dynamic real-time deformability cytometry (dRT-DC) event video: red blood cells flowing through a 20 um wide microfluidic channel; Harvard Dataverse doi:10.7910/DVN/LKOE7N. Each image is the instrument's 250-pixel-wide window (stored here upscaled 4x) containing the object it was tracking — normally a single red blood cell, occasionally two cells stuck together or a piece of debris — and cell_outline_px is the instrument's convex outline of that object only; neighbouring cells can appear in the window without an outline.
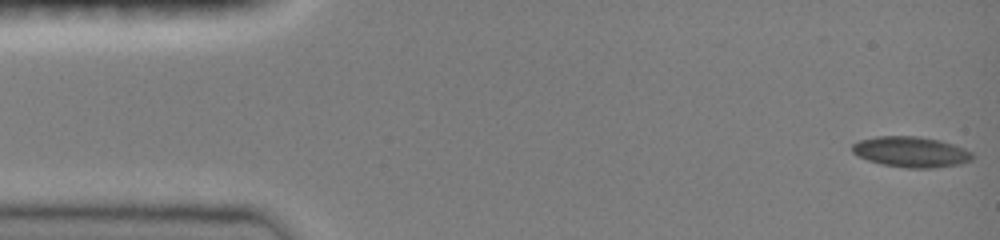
{"species": "common noctule bat (a hibernating species)", "species_latin": "Nyctalus noctula", "temperature_condition": "room temperature", "stored_images_in_passage": 47, "camera_frame_rate_fps": 3000, "um_per_image_px": 0.085, "animal": {"sex": "female", "body_mass_g": 19.0, "forearm_length_mm": 51.5}, "frame": {"image": 1, "passage_image": 1, "time_ms": 0.0, "image_size_px": [1000, 240], "cell_outline_px": [[976, 156], [972, 160], [960, 164], [932, 168], [908, 168], [884, 164], [868, 160], [852, 152], [852, 144], [860, 140], [876, 136], [920, 136], [940, 140], [964, 148], [972, 152]], "centroid_in_image_um": [77.48, 12.9], "position_along_channel_um": 7.5, "area_um2": 21.44}}
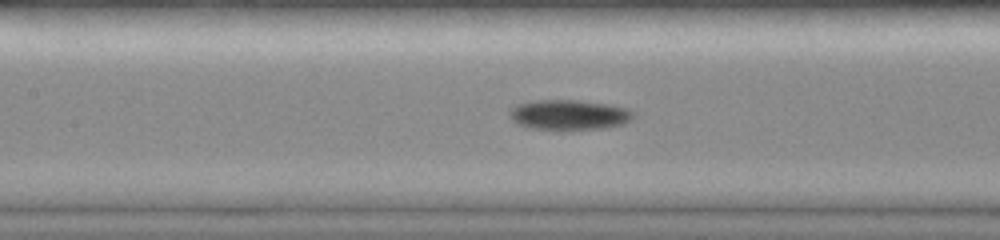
{"frame": {"image": 2, "passage_image": 21, "time_ms": 6.667, "image_size_px": [1000, 240], "cell_outline_px": [[636, 116], [624, 124], [604, 128], [528, 128], [516, 124], [508, 116], [508, 112], [516, 104], [536, 100], [576, 100], [608, 104], [628, 108]], "centroid_in_image_um": [48.35, 9.74], "position_along_channel_um": 159.1, "area_um2": 21.5}}
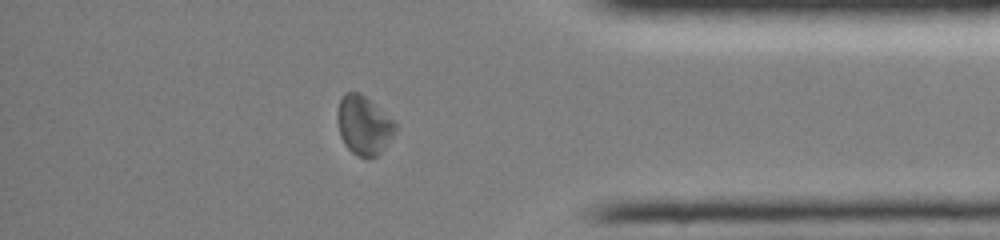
{"frame": {"image": 3, "passage_image": 40, "time_ms": 13.0, "image_size_px": [1000, 240], "cell_outline_px": [[396, 132], [380, 152], [376, 156], [368, 160], [356, 156], [344, 144], [340, 136], [336, 120], [336, 112], [340, 100], [344, 92], [360, 92], [392, 120], [396, 124]], "centroid_in_image_um": [30.87, 10.67], "position_along_channel_um": 404.3, "area_um2": 19.94}}